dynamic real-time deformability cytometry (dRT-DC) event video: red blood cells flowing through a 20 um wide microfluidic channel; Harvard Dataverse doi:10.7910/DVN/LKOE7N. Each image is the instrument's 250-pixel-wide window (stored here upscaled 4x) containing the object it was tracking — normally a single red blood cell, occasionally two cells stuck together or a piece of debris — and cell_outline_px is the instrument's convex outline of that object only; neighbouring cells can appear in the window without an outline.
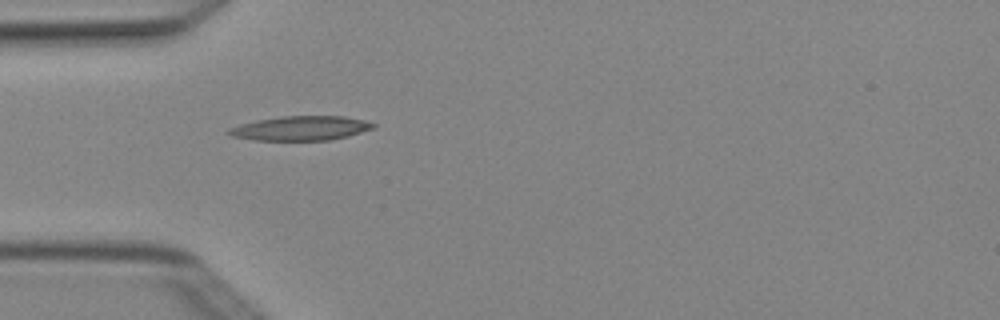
{"species": "Egyptian fruit bat (a non-hibernating species)", "species_latin": "Rousettus aegyptiacus", "temperature_condition": "cold", "stored_images_in_passage": 4, "camera_frame_rate_fps": 3000, "um_per_image_px": 0.085, "animal": {"sex": "female"}, "frame": {"image": 1, "passage_image": 4, "time_ms": 1.0, "image_size_px": [1000, 320], "cell_outline_px": [[376, 128], [348, 136], [328, 140], [256, 140], [232, 136], [224, 132], [228, 128], [240, 124], [256, 120], [280, 116], [344, 116], [364, 120], [376, 124]], "centroid_in_image_um": [25.55, 10.89], "position_along_channel_um": 59.4, "area_um2": 20.63}}